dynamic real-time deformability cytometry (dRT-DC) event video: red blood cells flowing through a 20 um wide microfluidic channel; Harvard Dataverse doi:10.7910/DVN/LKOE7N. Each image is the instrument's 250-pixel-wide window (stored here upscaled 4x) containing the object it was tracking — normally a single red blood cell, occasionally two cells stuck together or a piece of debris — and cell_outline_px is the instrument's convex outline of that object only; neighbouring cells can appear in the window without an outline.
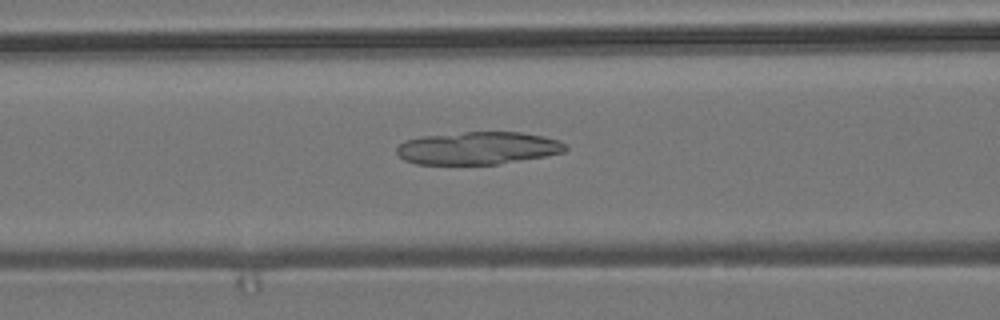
{"species": "common noctule bat (a hibernating species)", "species_latin": "Nyctalus noctula", "temperature_condition": "room temperature", "stored_images_in_passage": 51, "camera_frame_rate_fps": 3000, "um_per_image_px": 0.085, "animal": {"sex": "male", "body_mass_g": 19.2, "forearm_length_mm": 51.8}, "frame": {"image": 1, "passage_image": 22, "time_ms": 7.0, "image_size_px": [1000, 320], "cell_outline_px": [[568, 148], [564, 152], [544, 156], [500, 164], [416, 164], [404, 160], [396, 152], [396, 148], [404, 140], [420, 136], [464, 132], [520, 132], [544, 136], [560, 140], [568, 144]], "centroid_in_image_um": [40.64, 12.58], "position_along_channel_um": 126.0, "area_um2": 32.37}}
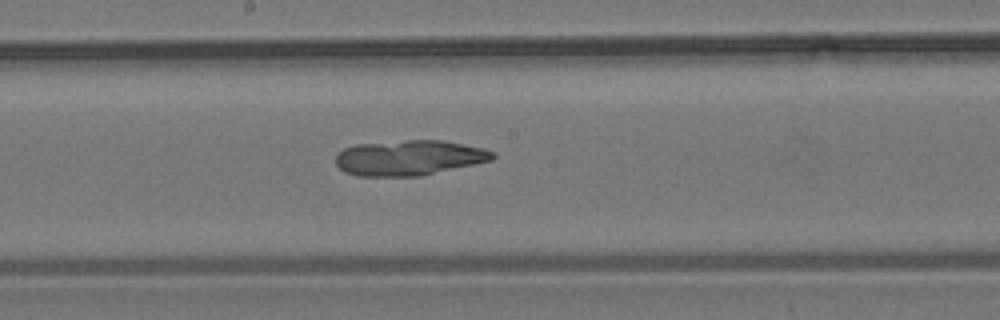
{"frame": {"image": 2, "passage_image": 29, "time_ms": 9.333, "image_size_px": [1000, 320], "cell_outline_px": [[496, 156], [492, 160], [420, 176], [360, 176], [344, 172], [336, 164], [336, 152], [344, 148], [356, 144], [408, 140], [444, 140], [484, 148], [496, 152]], "centroid_in_image_um": [34.77, 13.4], "position_along_channel_um": 213.4, "area_um2": 32.37}}
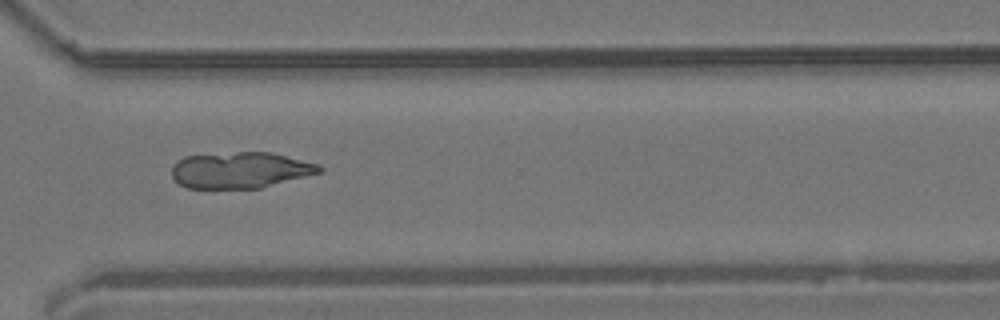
{"frame": {"image": 3, "passage_image": 40, "time_ms": 13.0, "image_size_px": [1000, 320], "cell_outline_px": [[324, 168], [320, 172], [260, 188], [188, 188], [180, 184], [172, 176], [172, 164], [184, 156], [240, 152], [272, 152], [320, 164]], "centroid_in_image_um": [20.43, 14.45], "position_along_channel_um": 350.2, "area_um2": 30.98}}